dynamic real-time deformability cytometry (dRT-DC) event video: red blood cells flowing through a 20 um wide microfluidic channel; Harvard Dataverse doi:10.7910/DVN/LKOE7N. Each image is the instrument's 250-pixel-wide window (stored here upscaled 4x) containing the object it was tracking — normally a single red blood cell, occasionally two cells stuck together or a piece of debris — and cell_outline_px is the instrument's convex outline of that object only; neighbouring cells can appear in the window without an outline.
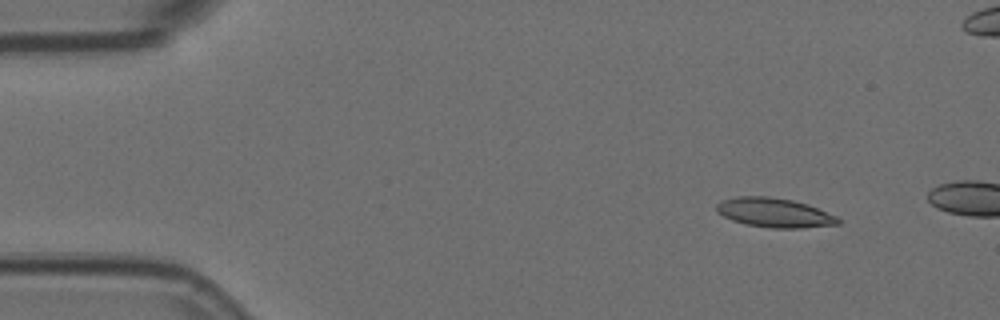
{"species": "Egyptian fruit bat (a non-hibernating species)", "species_latin": "Rousettus aegyptiacus", "temperature_condition": "room temperature", "stored_images_in_passage": 4, "camera_frame_rate_fps": 3000, "um_per_image_px": 0.085, "animal": {"sex": "female"}, "frame": {"image": 1, "passage_image": 2, "time_ms": 0.333, "image_size_px": [1000, 320], "cell_outline_px": [[840, 224], [804, 228], [772, 228], [744, 224], [732, 220], [716, 212], [716, 204], [720, 200], [736, 196], [768, 196], [792, 200], [808, 204], [836, 216], [840, 220]], "centroid_in_image_um": [65.79, 18.07], "position_along_channel_um": 19.2, "area_um2": 20.92}}